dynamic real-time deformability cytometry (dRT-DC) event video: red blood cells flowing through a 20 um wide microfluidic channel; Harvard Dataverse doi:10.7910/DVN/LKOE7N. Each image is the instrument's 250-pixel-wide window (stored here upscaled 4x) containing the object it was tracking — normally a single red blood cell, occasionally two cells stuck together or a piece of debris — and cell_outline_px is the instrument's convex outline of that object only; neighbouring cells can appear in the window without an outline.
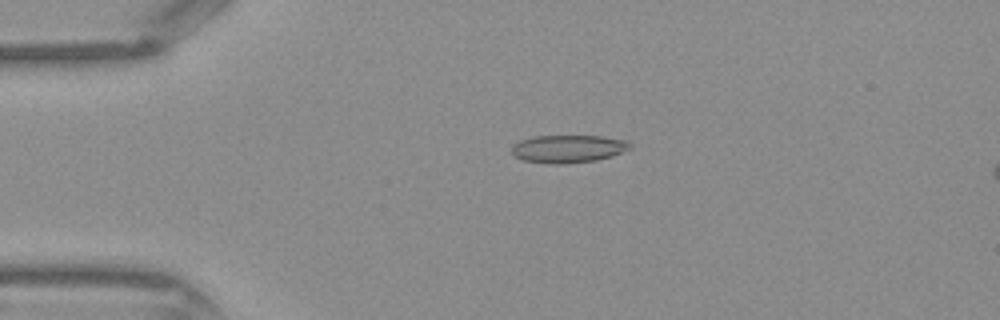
{"species": "Egyptian fruit bat (a non-hibernating species)", "species_latin": "Rousettus aegyptiacus", "temperature_condition": "warm", "stored_images_in_passage": 42, "camera_frame_rate_fps": 3000, "um_per_image_px": 0.085, "frame": {"image": 1, "passage_image": 9, "time_ms": 2.667, "image_size_px": [1000, 320], "cell_outline_px": [[632, 148], [612, 156], [596, 160], [564, 164], [548, 164], [524, 160], [516, 156], [512, 152], [512, 148], [520, 140], [532, 136], [600, 136], [628, 140], [632, 144]], "centroid_in_image_um": [48.34, 12.64], "position_along_channel_um": 36.7, "area_um2": 19.19}}
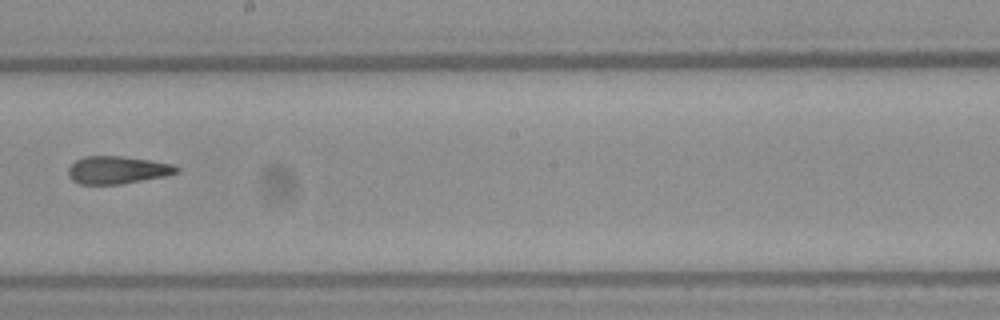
{"frame": {"image": 2, "passage_image": 24, "time_ms": 7.667, "image_size_px": [1000, 320], "cell_outline_px": [[180, 172], [164, 176], [120, 184], [80, 184], [72, 180], [68, 176], [68, 168], [76, 160], [84, 156], [120, 156], [148, 160], [172, 164], [180, 168]], "centroid_in_image_um": [9.96, 14.45], "position_along_channel_um": 238.2, "area_um2": 17.34}}
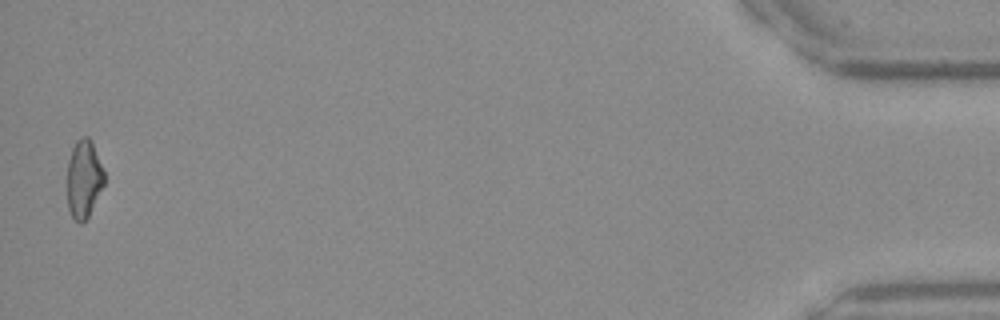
{"frame": {"image": 3, "passage_image": 42, "time_ms": 13.667, "image_size_px": [1000, 320], "cell_outline_px": [[104, 184], [88, 216], [80, 224], [72, 216], [68, 208], [68, 160], [72, 148], [76, 140], [84, 136], [88, 136], [92, 140], [104, 172]], "centroid_in_image_um": [7.13, 15.17], "position_along_channel_um": 428.1, "area_um2": 16.65}}